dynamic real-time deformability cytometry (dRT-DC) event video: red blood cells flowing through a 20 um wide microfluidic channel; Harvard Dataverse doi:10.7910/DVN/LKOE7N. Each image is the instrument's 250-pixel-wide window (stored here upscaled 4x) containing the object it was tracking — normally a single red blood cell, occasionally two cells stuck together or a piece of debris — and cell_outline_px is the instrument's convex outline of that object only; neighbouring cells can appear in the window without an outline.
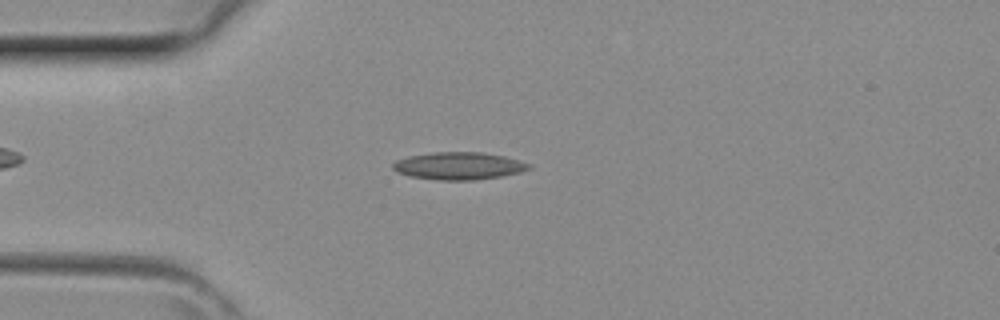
{"species": "common noctule bat (a hibernating species)", "species_latin": "Nyctalus noctula", "temperature_condition": "room temperature", "stored_images_in_passage": 31, "camera_frame_rate_fps": 3000, "um_per_image_px": 0.085, "animal": {"sex": "female", "body_mass_g": 29.2, "forearm_length_mm": 56.3}, "frame": {"image": 1, "passage_image": 5, "time_ms": 1.333, "image_size_px": [1000, 320], "cell_outline_px": [[532, 168], [520, 172], [500, 176], [472, 180], [440, 180], [408, 176], [396, 172], [392, 168], [392, 164], [396, 160], [408, 156], [432, 152], [480, 152], [504, 156], [532, 164]], "centroid_in_image_um": [38.97, 14.1], "position_along_channel_um": 46.0, "area_um2": 21.79}}
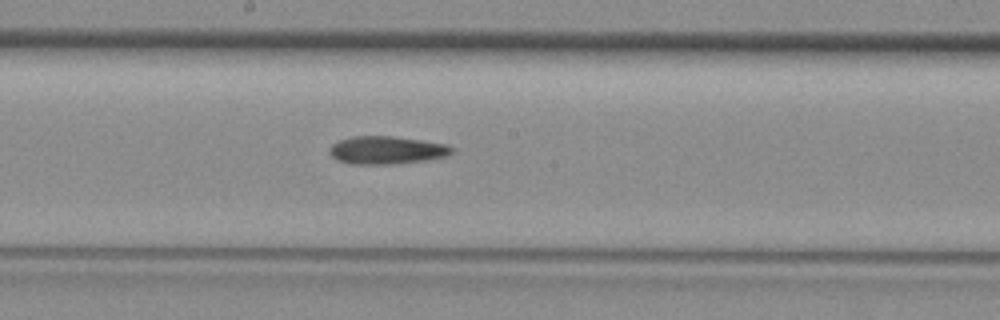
{"frame": {"image": 2, "passage_image": 16, "time_ms": 5.0, "image_size_px": [1000, 320], "cell_outline_px": [[456, 152], [448, 156], [428, 160], [392, 164], [352, 164], [336, 160], [328, 152], [328, 148], [332, 144], [340, 140], [352, 136], [392, 136], [448, 144], [456, 148]], "centroid_in_image_um": [32.91, 12.76], "position_along_channel_um": 215.3, "area_um2": 20.23}}
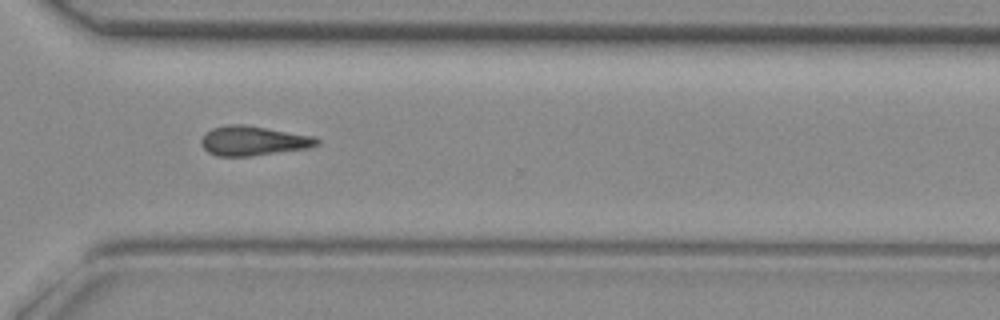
{"frame": {"image": 3, "passage_image": 24, "time_ms": 7.667, "image_size_px": [1000, 320], "cell_outline_px": [[320, 144], [308, 148], [252, 156], [216, 156], [208, 152], [200, 144], [200, 140], [212, 128], [228, 124], [244, 124], [316, 136], [320, 140]], "centroid_in_image_um": [21.56, 11.96], "position_along_channel_um": 349.0, "area_um2": 20.06}}